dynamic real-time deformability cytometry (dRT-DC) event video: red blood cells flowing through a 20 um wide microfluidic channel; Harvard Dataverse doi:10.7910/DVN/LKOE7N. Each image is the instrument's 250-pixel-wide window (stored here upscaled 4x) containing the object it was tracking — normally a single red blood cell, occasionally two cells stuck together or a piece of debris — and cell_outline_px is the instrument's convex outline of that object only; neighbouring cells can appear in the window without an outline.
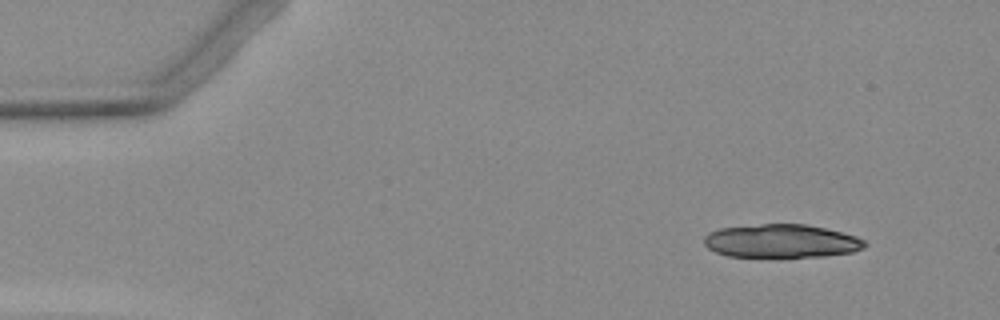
{"species": "Egyptian fruit bat (a non-hibernating species)", "species_latin": "Rousettus aegyptiacus", "temperature_condition": "warm", "stored_images_in_passage": 5, "camera_frame_rate_fps": 3000, "um_per_image_px": 0.085, "animal": {"sex": "female"}, "frame": {"image": 1, "passage_image": 1, "time_ms": 0.0, "image_size_px": [1000, 320], "cell_outline_px": [[868, 244], [864, 248], [852, 252], [824, 256], [728, 256], [716, 252], [708, 248], [704, 244], [704, 236], [708, 232], [720, 228], [760, 224], [808, 224], [856, 236], [864, 240]], "centroid_in_image_um": [66.41, 20.48], "position_along_channel_um": 18.6, "area_um2": 31.1}}
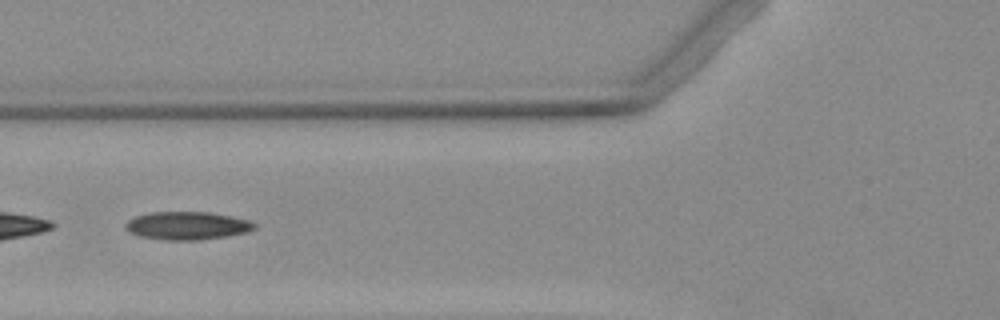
{"frame": {"image": 2, "passage_image": 5, "time_ms": 5.0, "image_size_px": [1000, 320], "cell_outline_px": [[256, 228], [248, 232], [228, 236], [196, 240], [164, 240], [140, 236], [132, 232], [124, 224], [128, 220], [136, 216], [152, 212], [212, 212], [232, 216], [248, 220], [256, 224]], "centroid_in_image_um": [15.96, 19.18], "position_along_channel_um": 109.8, "area_um2": 20.98}}